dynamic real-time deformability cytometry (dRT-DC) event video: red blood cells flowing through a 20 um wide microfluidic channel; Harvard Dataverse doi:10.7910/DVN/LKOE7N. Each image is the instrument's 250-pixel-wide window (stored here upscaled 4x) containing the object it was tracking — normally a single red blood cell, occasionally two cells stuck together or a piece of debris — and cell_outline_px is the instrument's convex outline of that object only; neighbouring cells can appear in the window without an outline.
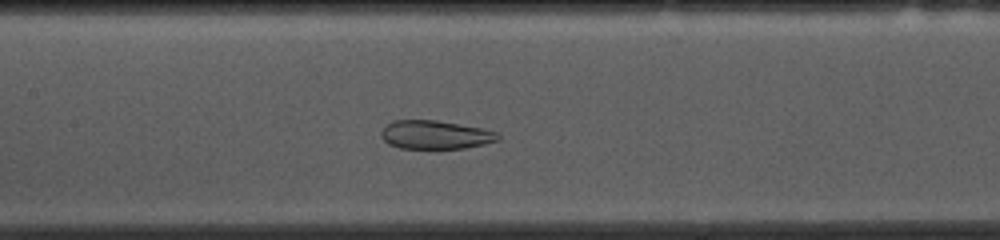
{"species": "common noctule bat (a hibernating species)", "species_latin": "Nyctalus noctula", "temperature_condition": "cold", "stored_images_in_passage": 51, "camera_frame_rate_fps": 3000, "um_per_image_px": 0.085, "animal": {"sex": "female", "body_mass_g": 10.0, "forearm_length_mm": 53.1}, "frame": {"image": 1, "passage_image": 22, "time_ms": 7.0, "image_size_px": [1000, 240], "cell_outline_px": [[500, 140], [484, 144], [464, 148], [400, 148], [388, 144], [380, 136], [380, 132], [392, 120], [436, 120], [484, 128], [500, 132]], "centroid_in_image_um": [37.04, 11.45], "position_along_channel_um": 170.4, "area_um2": 19.59}}
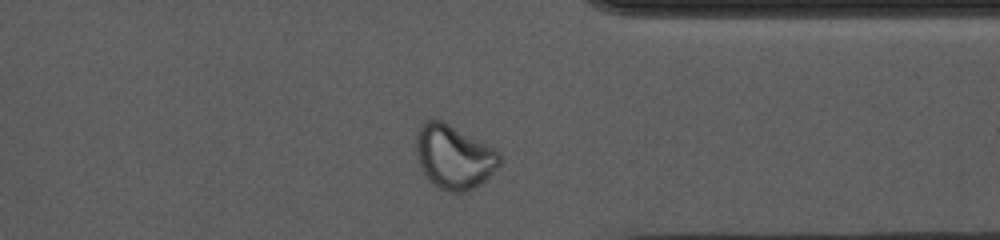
{"frame": {"image": 2, "passage_image": 39, "time_ms": 12.667, "image_size_px": [1000, 240], "cell_outline_px": [[500, 164], [480, 184], [464, 192], [448, 192], [440, 188], [420, 168], [416, 156], [416, 132], [420, 124], [424, 120], [444, 120], [496, 148], [500, 152]], "centroid_in_image_um": [38.58, 13.28], "position_along_channel_um": 372.8, "area_um2": 31.21}}
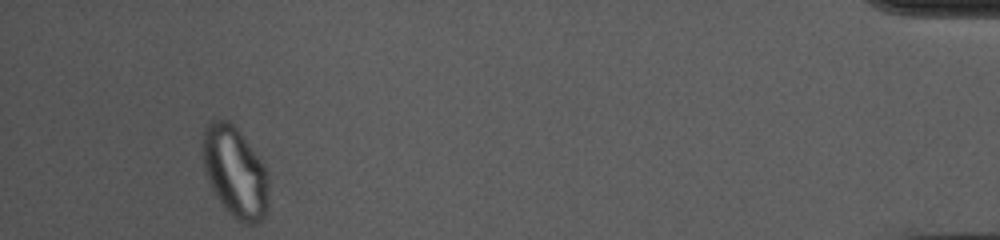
{"frame": {"image": 3, "passage_image": 48, "time_ms": 15.667, "image_size_px": [1000, 240], "cell_outline_px": [[268, 208], [264, 216], [256, 224], [244, 224], [236, 220], [224, 208], [216, 196], [204, 172], [204, 128], [212, 120], [228, 120], [240, 132], [264, 164], [268, 172]], "centroid_in_image_um": [20.01, 14.66], "position_along_channel_um": 415.2, "area_um2": 34.8}, "authors_computed_cell_mechanics": {"area_um2": 28.611, "velocity_mm_per_s": 3.6836, "shape_relaxation_time_tau1_ms": null, "shape_relaxation_time_tau2_ms": 1.4743, "deformation_change_tau1": null, "deformation_change_tau2": 0.057}}